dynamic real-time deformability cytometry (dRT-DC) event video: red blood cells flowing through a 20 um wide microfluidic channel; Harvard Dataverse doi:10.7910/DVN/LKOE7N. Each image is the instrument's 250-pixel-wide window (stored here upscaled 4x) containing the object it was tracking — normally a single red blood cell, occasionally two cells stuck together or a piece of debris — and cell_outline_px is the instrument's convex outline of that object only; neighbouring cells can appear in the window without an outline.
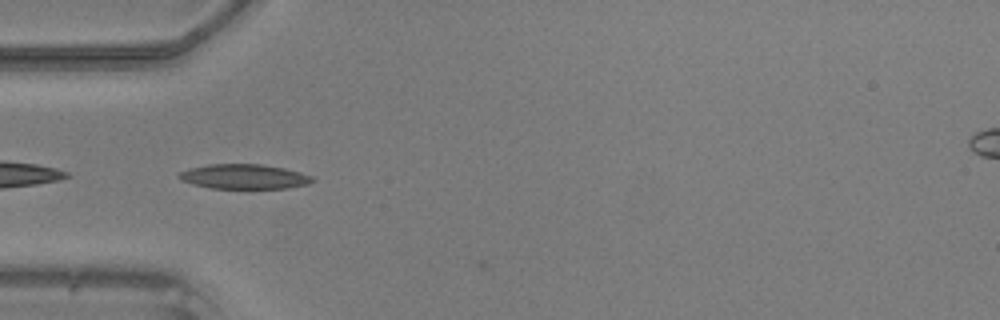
{"species": "common noctule bat (a hibernating species)", "species_latin": "Nyctalus noctula", "temperature_condition": "warm", "stored_images_in_passage": 34, "camera_frame_rate_fps": 3000, "um_per_image_px": 0.085, "animal": {"sex": "male", "body_mass_g": 20.5, "forearm_length_mm": 52.5}, "frame": {"image": 1, "passage_image": 3, "time_ms": 0.667, "image_size_px": [1000, 320], "cell_outline_px": [[316, 180], [308, 184], [288, 188], [212, 188], [192, 184], [176, 176], [180, 172], [188, 168], [208, 164], [260, 164], [284, 168], [300, 172], [312, 176]], "centroid_in_image_um": [20.76, 15.0], "position_along_channel_um": 64.2, "area_um2": 19.19}}
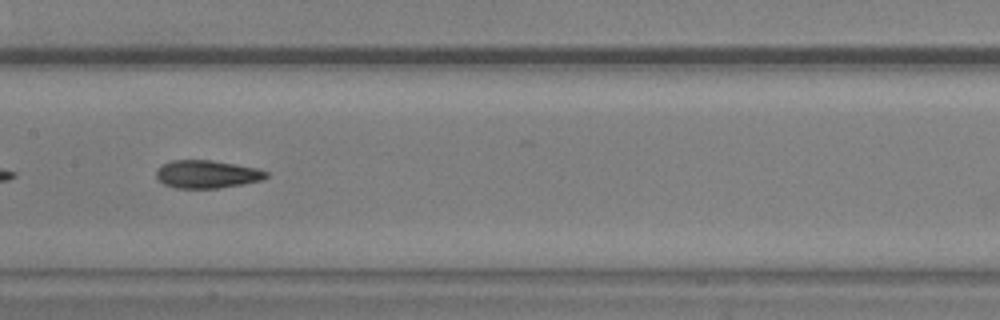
{"frame": {"image": 2, "passage_image": 12, "time_ms": 3.667, "image_size_px": [1000, 320], "cell_outline_px": [[268, 176], [260, 180], [240, 184], [216, 188], [176, 188], [164, 184], [156, 176], [156, 172], [164, 164], [172, 160], [212, 160], [256, 168], [268, 172]], "centroid_in_image_um": [17.58, 14.8], "position_along_channel_um": 189.8, "area_um2": 17.51}}
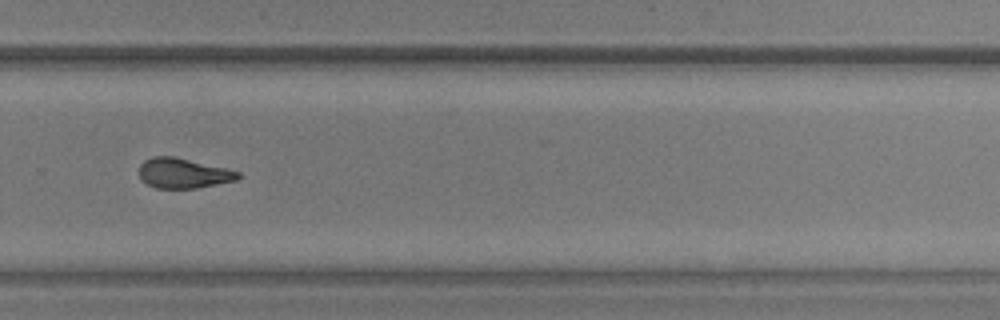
{"frame": {"image": 3, "passage_image": 21, "time_ms": 6.667, "image_size_px": [1000, 320], "cell_outline_px": [[240, 176], [236, 180], [196, 188], [156, 188], [140, 180], [136, 172], [140, 164], [144, 160], [152, 156], [176, 156], [240, 172]], "centroid_in_image_um": [15.49, 14.71], "position_along_channel_um": 314.3, "area_um2": 17.46}}